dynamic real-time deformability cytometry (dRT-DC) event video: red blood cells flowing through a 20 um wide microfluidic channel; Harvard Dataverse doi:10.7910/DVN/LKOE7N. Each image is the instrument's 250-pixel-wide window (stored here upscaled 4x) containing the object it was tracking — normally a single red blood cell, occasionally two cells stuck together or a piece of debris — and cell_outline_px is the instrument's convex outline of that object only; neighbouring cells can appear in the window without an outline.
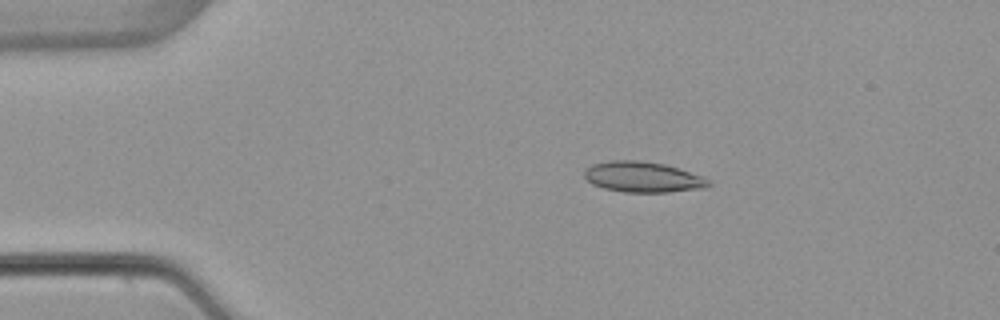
{"species": "common noctule bat (a hibernating species)", "species_latin": "Nyctalus noctula", "temperature_condition": "warm", "stored_images_in_passage": 4, "camera_frame_rate_fps": 3000, "um_per_image_px": 0.085, "animal": {"sex": "female", "body_mass_g": 22.7, "forearm_length_mm": 54.2}, "frame": {"image": 1, "passage_image": 2, "time_ms": 1.333, "image_size_px": [1000, 320], "cell_outline_px": [[712, 184], [708, 188], [668, 192], [624, 192], [604, 188], [592, 184], [584, 176], [584, 172], [592, 164], [612, 160], [636, 160], [664, 164], [704, 176], [712, 180]], "centroid_in_image_um": [54.71, 15.05], "position_along_channel_um": 30.3, "area_um2": 22.25}}